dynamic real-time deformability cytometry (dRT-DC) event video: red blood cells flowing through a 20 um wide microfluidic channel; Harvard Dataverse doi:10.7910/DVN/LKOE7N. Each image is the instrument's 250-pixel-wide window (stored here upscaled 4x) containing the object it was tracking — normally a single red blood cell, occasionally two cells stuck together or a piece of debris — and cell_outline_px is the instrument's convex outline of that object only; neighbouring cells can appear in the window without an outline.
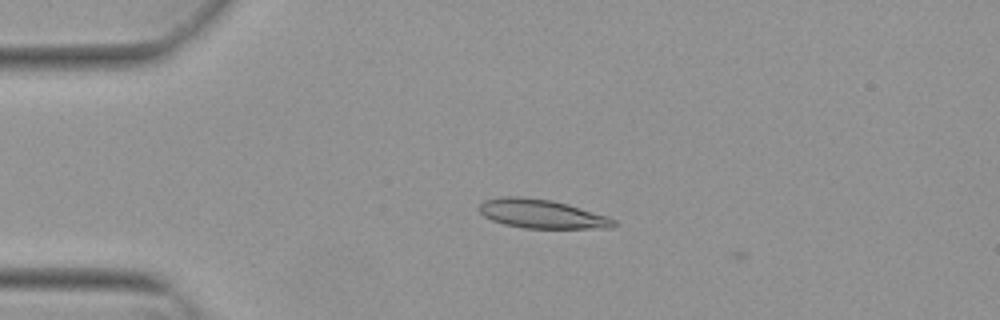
{"species": "Egyptian fruit bat (a non-hibernating species)", "species_latin": "Rousettus aegyptiacus", "temperature_condition": "warm", "stored_images_in_passage": 5, "camera_frame_rate_fps": 3000, "um_per_image_px": 0.085, "animal": {"sex": "female"}, "frame": {"image": 1, "passage_image": 4, "time_ms": 1.0, "image_size_px": [1000, 320], "cell_outline_px": [[616, 224], [612, 228], [524, 228], [504, 224], [492, 220], [484, 216], [480, 212], [480, 204], [484, 200], [500, 196], [524, 196], [552, 200], [568, 204], [608, 216], [616, 220]], "centroid_in_image_um": [46.05, 18.17], "position_along_channel_um": 38.9, "area_um2": 22.77}}